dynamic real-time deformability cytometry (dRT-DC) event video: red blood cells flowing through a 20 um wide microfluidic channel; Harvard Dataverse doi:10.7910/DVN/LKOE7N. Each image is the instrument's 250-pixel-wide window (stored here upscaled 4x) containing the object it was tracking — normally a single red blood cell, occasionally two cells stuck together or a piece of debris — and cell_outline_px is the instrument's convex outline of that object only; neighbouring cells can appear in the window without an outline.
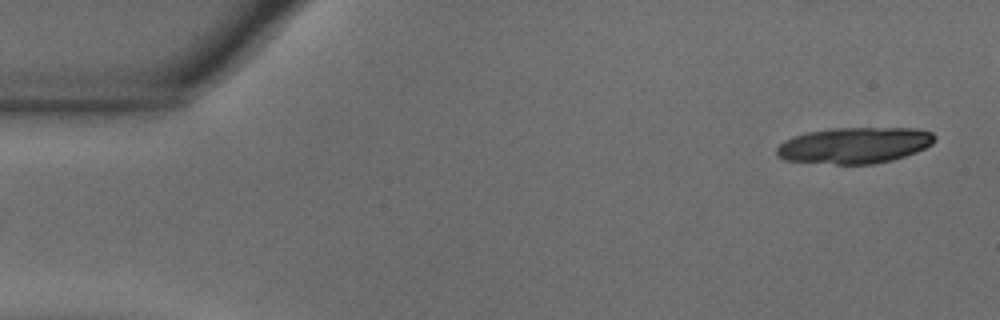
{"species": "common noctule bat (a hibernating species)", "species_latin": "Nyctalus noctula", "temperature_condition": "warm", "stored_images_in_passage": 16, "camera_frame_rate_fps": 3000, "um_per_image_px": 0.085, "animal": {"sex": "male", "body_mass_g": 18.8}, "frame": {"image": 1, "passage_image": 1, "time_ms": 0.0, "image_size_px": [1000, 320], "cell_outline_px": [[936, 140], [932, 144], [916, 152], [892, 160], [872, 164], [836, 164], [784, 160], [776, 152], [776, 148], [784, 140], [792, 136], [808, 132], [832, 128], [916, 128], [932, 132], [936, 136]], "centroid_in_image_um": [72.65, 12.34], "position_along_channel_um": 12.4, "area_um2": 33.29}}